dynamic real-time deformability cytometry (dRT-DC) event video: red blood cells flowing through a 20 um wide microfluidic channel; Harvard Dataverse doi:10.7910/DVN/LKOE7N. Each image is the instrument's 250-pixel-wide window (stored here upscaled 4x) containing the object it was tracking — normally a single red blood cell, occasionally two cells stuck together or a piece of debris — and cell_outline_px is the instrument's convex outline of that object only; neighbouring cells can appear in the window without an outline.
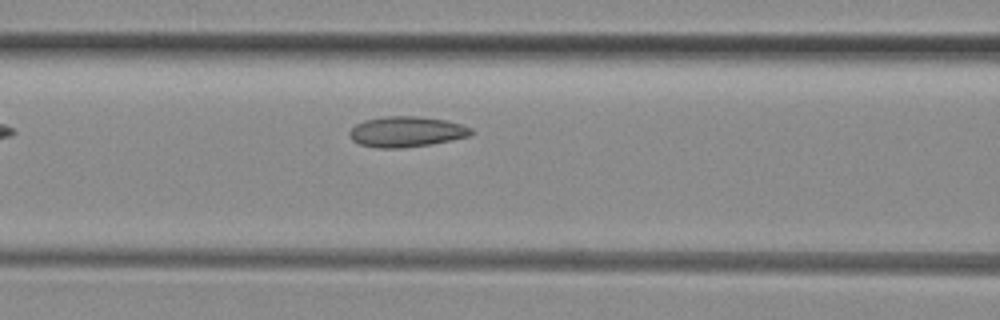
{"species": "common noctule bat (a hibernating species)", "species_latin": "Nyctalus noctula", "temperature_condition": "room temperature", "stored_images_in_passage": 27, "camera_frame_rate_fps": 3000, "um_per_image_px": 0.085, "animal": {"sex": "female", "body_mass_g": 29.2, "forearm_length_mm": 56.3}, "frame": {"image": 1, "passage_image": 7, "time_ms": 2.0, "image_size_px": [1000, 320], "cell_outline_px": [[472, 136], [432, 144], [400, 148], [376, 148], [360, 144], [352, 140], [348, 132], [356, 124], [364, 120], [384, 116], [420, 116], [444, 120], [464, 124], [472, 128]], "centroid_in_image_um": [34.57, 11.19], "position_along_channel_um": 132.0, "area_um2": 21.85}}
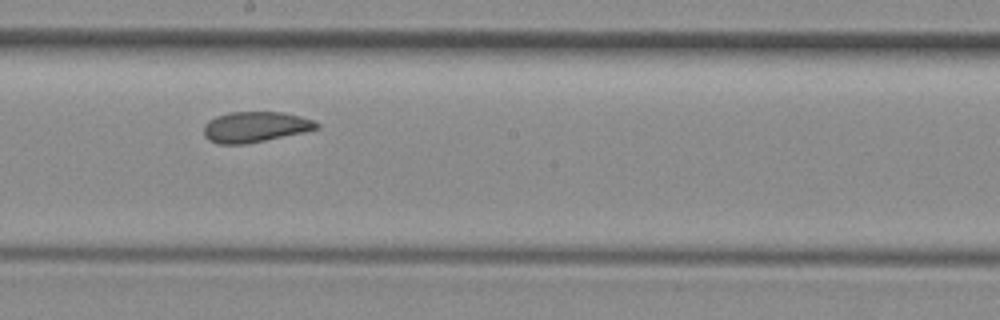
{"frame": {"image": 2, "passage_image": 14, "time_ms": 4.333, "image_size_px": [1000, 320], "cell_outline_px": [[320, 128], [304, 132], [244, 144], [220, 144], [208, 140], [204, 136], [204, 124], [208, 120], [216, 116], [228, 112], [284, 112], [316, 120], [320, 124]], "centroid_in_image_um": [21.7, 10.78], "position_along_channel_um": 226.5, "area_um2": 20.23}}
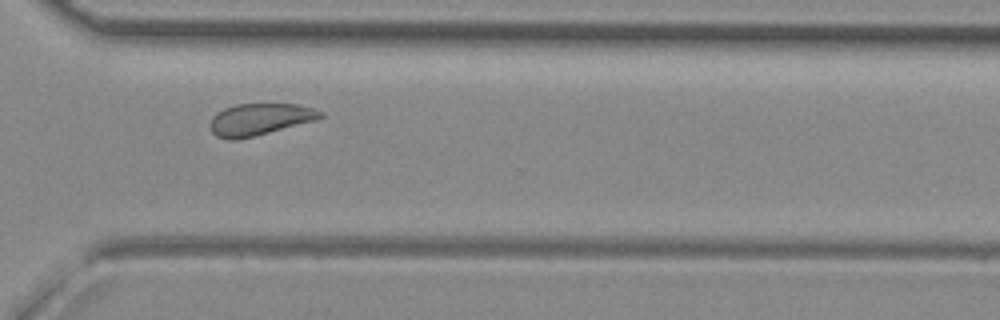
{"frame": {"image": 3, "passage_image": 23, "time_ms": 7.333, "image_size_px": [1000, 320], "cell_outline_px": [[324, 116], [316, 120], [236, 140], [228, 140], [216, 136], [212, 132], [212, 116], [216, 112], [224, 108], [236, 104], [296, 104], [312, 108], [320, 112]], "centroid_in_image_um": [22.04, 10.14], "position_along_channel_um": 348.6, "area_um2": 20.06}}